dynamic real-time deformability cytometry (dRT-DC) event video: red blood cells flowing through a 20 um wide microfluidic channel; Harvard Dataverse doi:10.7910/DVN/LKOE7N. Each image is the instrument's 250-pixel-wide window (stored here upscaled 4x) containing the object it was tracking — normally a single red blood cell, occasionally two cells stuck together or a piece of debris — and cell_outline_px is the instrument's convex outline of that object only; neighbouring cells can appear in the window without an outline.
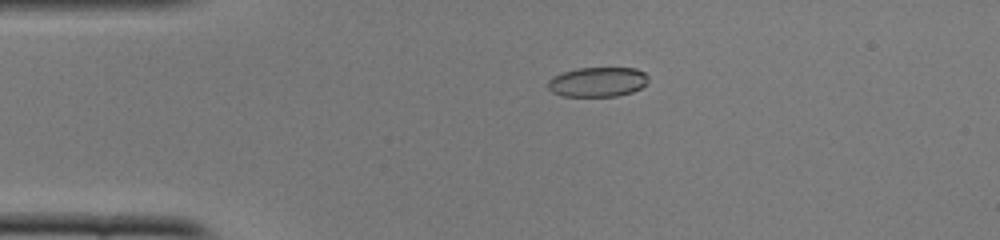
{"species": "common noctule bat (a hibernating species)", "species_latin": "Nyctalus noctula", "temperature_condition": "cold", "stored_images_in_passage": 41, "camera_frame_rate_fps": 3000, "um_per_image_px": 0.085, "animal": {"sex": "female", "body_mass_g": 22.0, "forearm_length_mm": 56.7}, "frame": {"image": 1, "passage_image": 11, "time_ms": 3.333, "image_size_px": [1000, 240], "cell_outline_px": [[648, 80], [640, 88], [632, 92], [616, 96], [560, 96], [552, 92], [548, 88], [548, 80], [552, 76], [576, 68], [636, 68], [644, 72], [648, 76]], "centroid_in_image_um": [50.77, 6.96], "position_along_channel_um": 34.2, "area_um2": 17.4}}
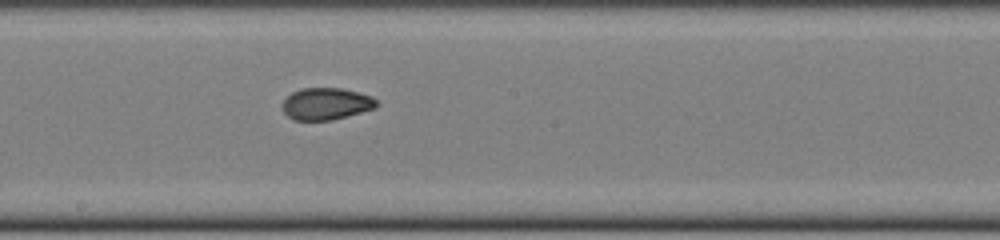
{"frame": {"image": 2, "passage_image": 28, "time_ms": 9.0, "image_size_px": [1000, 240], "cell_outline_px": [[376, 108], [332, 120], [292, 120], [284, 112], [284, 100], [292, 92], [300, 88], [340, 88], [372, 96], [376, 100]], "centroid_in_image_um": [27.72, 8.82], "position_along_channel_um": 220.5, "area_um2": 17.34}}
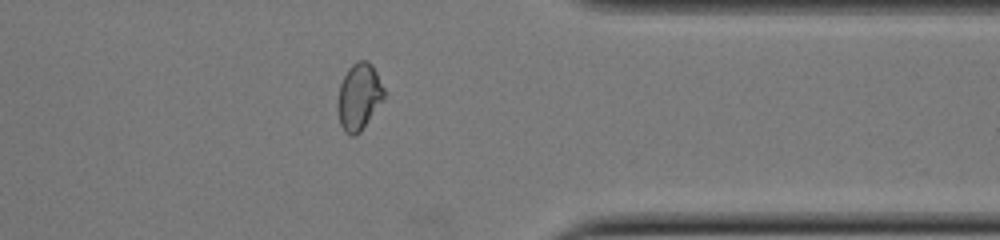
{"frame": {"image": 3, "passage_image": 41, "time_ms": 13.333, "image_size_px": [1000, 240], "cell_outline_px": [[388, 96], [360, 132], [356, 136], [352, 136], [344, 132], [340, 124], [336, 108], [336, 104], [340, 84], [348, 68], [356, 60], [368, 60], [372, 64]], "centroid_in_image_um": [30.53, 8.23], "position_along_channel_um": 380.9, "area_um2": 18.61}, "authors_computed_cell_mechanics": {"area_um2": 18.0914, "velocity_mm_per_s": 3.9289, "shape_relaxation_time_tau1_ms": 6.3444, "shape_relaxation_time_tau2_ms": 1.3086, "deformation_change_tau1": 0.1527, "deformation_change_tau2": 0.0465}}